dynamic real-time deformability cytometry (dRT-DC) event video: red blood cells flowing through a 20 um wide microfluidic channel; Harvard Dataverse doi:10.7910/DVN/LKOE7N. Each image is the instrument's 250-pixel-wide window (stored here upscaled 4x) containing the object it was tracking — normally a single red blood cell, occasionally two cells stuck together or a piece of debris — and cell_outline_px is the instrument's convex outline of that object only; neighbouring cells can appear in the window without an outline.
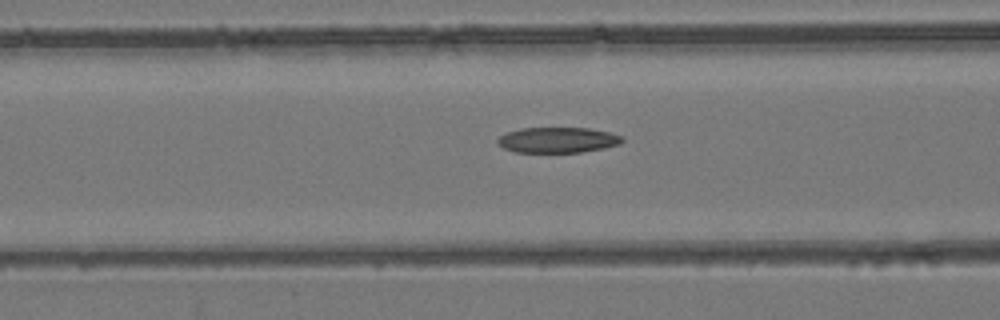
{"species": "common noctule bat (a hibernating species)", "species_latin": "Nyctalus noctula", "temperature_condition": "room temperature", "stored_images_in_passage": 53, "camera_frame_rate_fps": 3000, "um_per_image_px": 0.085, "animal": {"sex": "female", "body_mass_g": 24.6, "forearm_length_mm": 56.2}, "frame": {"image": 1, "passage_image": 22, "time_ms": 7.0, "image_size_px": [1000, 320], "cell_outline_px": [[624, 140], [620, 144], [604, 148], [580, 152], [516, 152], [504, 148], [496, 140], [500, 136], [508, 132], [520, 128], [588, 128], [608, 132], [624, 136]], "centroid_in_image_um": [47.44, 11.9], "position_along_channel_um": 119.2, "area_um2": 18.44}}
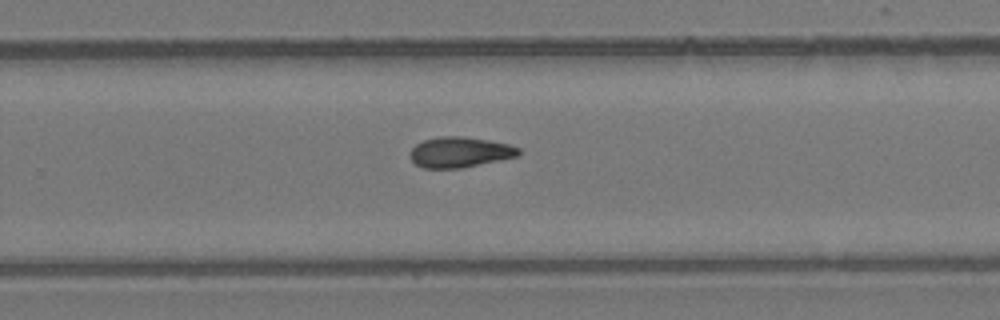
{"frame": {"image": 2, "passage_image": 35, "time_ms": 11.333, "image_size_px": [1000, 320], "cell_outline_px": [[520, 156], [460, 168], [424, 168], [416, 164], [408, 156], [412, 148], [416, 144], [424, 140], [440, 136], [460, 136], [488, 140], [508, 144], [520, 148]], "centroid_in_image_um": [39.08, 12.93], "position_along_channel_um": 290.7, "area_um2": 19.25}}
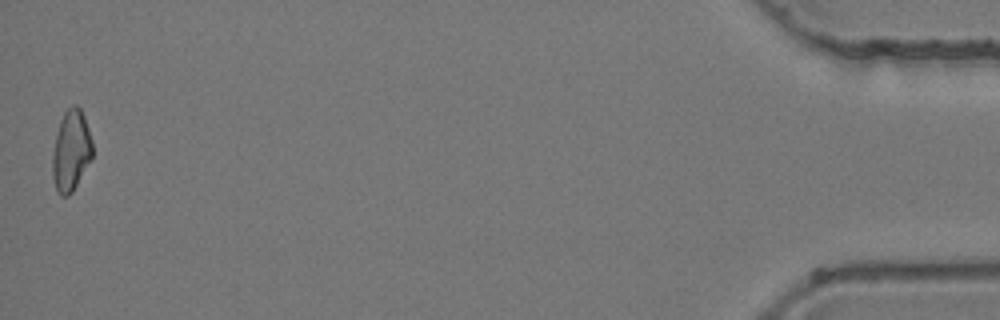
{"frame": {"image": 3, "passage_image": 53, "time_ms": 17.333, "image_size_px": [1000, 320], "cell_outline_px": [[92, 160], [72, 192], [68, 196], [60, 196], [56, 192], [52, 176], [52, 156], [56, 136], [60, 120], [64, 112], [72, 104], [76, 104], [80, 108], [84, 116], [92, 140]], "centroid_in_image_um": [6.04, 12.83], "position_along_channel_um": 429.2, "area_um2": 19.07}, "authors_computed_cell_mechanics": {"area_um2": 19.4208, "velocity_mm_per_s": 3.9639, "shape_relaxation_time_tau1_ms": null, "shape_relaxation_time_tau2_ms": 2.7815, "deformation_change_tau1": null, "deformation_change_tau2": 0.0801}}